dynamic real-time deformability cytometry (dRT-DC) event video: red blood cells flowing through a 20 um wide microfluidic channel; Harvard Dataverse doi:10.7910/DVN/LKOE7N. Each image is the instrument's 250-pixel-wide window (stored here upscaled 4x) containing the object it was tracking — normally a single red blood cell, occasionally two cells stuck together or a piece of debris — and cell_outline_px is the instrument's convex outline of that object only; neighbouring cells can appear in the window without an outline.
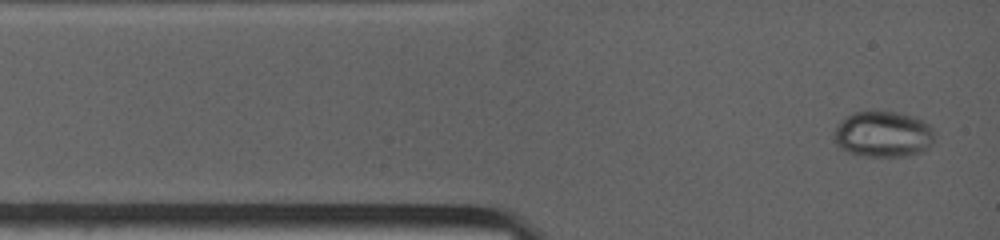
{"species": "common noctule bat (a hibernating species)", "species_latin": "Nyctalus noctula", "temperature_condition": "warm", "stored_images_in_passage": 24, "camera_frame_rate_fps": 4500, "um_per_image_px": 0.085, "animal": {"sex": "female", "body_mass_g": 19.0, "forearm_length_mm": 53.3}, "frame": {"image": 1, "passage_image": 1, "time_ms": 0.0, "image_size_px": [1000, 240], "cell_outline_px": [[936, 132], [932, 144], [924, 152], [908, 156], [864, 156], [848, 152], [840, 148], [836, 144], [832, 136], [832, 132], [836, 124], [852, 112], [896, 112], [916, 116], [928, 124]], "centroid_in_image_um": [75.07, 11.41], "position_along_channel_um": 9.9, "area_um2": 27.46}}
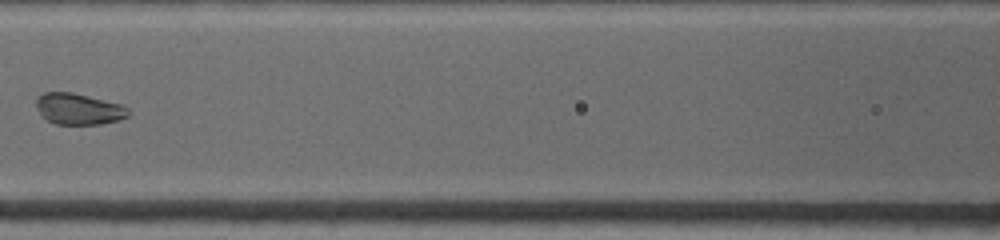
{"frame": {"image": 2, "passage_image": 9, "time_ms": 4.667, "image_size_px": [1000, 240], "cell_outline_px": [[132, 112], [128, 116], [116, 120], [100, 124], [52, 124], [40, 116], [36, 108], [36, 96], [44, 92], [72, 92], [124, 104]], "centroid_in_image_um": [6.66, 9.25], "position_along_channel_um": 159.9, "area_um2": 17.17}}
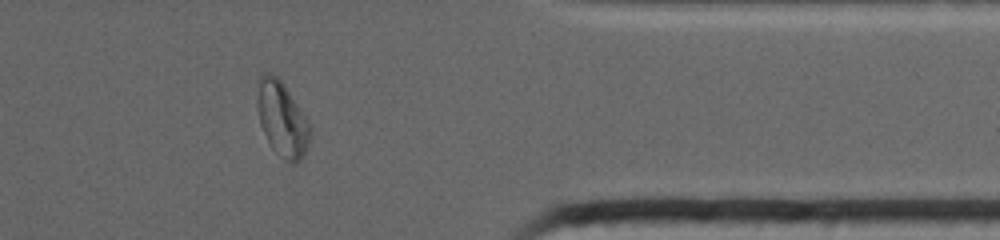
{"frame": {"image": 3, "passage_image": 21, "time_ms": 10.889, "image_size_px": [1000, 240], "cell_outline_px": [[312, 136], [300, 160], [296, 164], [284, 160], [272, 148], [260, 124], [256, 108], [256, 80], [264, 72], [272, 72], [284, 84], [308, 120], [312, 128]], "centroid_in_image_um": [23.95, 10.07], "position_along_channel_um": 387.4, "area_um2": 23.47}}